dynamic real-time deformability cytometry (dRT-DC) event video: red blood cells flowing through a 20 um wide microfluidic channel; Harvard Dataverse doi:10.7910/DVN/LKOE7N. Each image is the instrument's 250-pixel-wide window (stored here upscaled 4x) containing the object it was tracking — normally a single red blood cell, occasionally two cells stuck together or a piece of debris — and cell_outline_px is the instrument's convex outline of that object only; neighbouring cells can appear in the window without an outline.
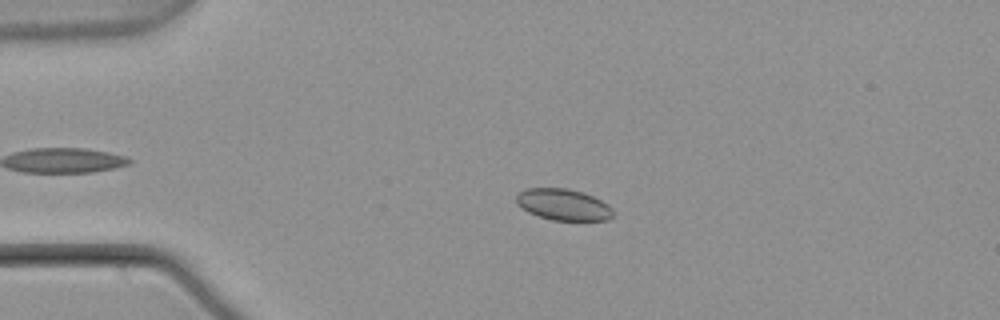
{"species": "common noctule bat (a hibernating species)", "species_latin": "Nyctalus noctula", "temperature_condition": "warm", "stored_images_in_passage": 46, "camera_frame_rate_fps": 3000, "um_per_image_px": 0.085, "animal": {"sex": "male", "body_mass_g": 21.5, "forearm_length_mm": 52.0}, "frame": {"image": 1, "passage_image": 14, "time_ms": 4.333, "image_size_px": [1000, 320], "cell_outline_px": [[612, 216], [608, 220], [552, 220], [536, 216], [528, 212], [516, 204], [516, 196], [520, 192], [528, 188], [568, 188], [584, 192], [608, 204], [612, 208]], "centroid_in_image_um": [47.86, 17.39], "position_along_channel_um": 37.1, "area_um2": 17.74}}
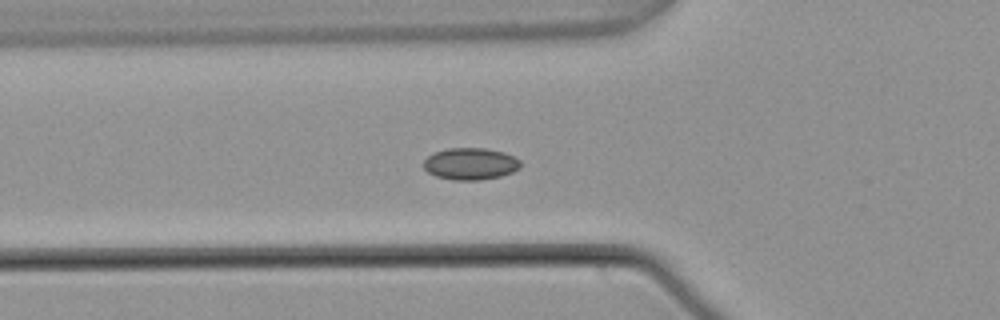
{"frame": {"image": 2, "passage_image": 21, "time_ms": 6.667, "image_size_px": [1000, 320], "cell_outline_px": [[520, 168], [512, 172], [500, 176], [480, 180], [452, 180], [436, 176], [428, 172], [424, 168], [424, 160], [428, 156], [436, 152], [448, 148], [484, 148], [504, 152], [520, 160]], "centroid_in_image_um": [39.99, 13.93], "position_along_channel_um": 85.8, "area_um2": 17.92}}
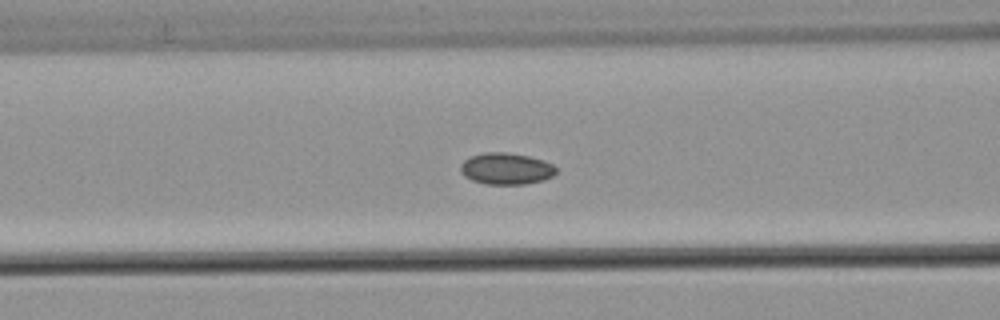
{"frame": {"image": 3, "passage_image": 24, "time_ms": 7.667, "image_size_px": [1000, 320], "cell_outline_px": [[556, 172], [552, 176], [544, 180], [524, 184], [484, 184], [472, 180], [464, 176], [460, 172], [460, 164], [468, 156], [484, 152], [504, 152], [528, 156], [544, 160], [552, 164], [556, 168]], "centroid_in_image_um": [42.99, 14.33], "position_along_channel_um": 123.6, "area_um2": 17.74}}